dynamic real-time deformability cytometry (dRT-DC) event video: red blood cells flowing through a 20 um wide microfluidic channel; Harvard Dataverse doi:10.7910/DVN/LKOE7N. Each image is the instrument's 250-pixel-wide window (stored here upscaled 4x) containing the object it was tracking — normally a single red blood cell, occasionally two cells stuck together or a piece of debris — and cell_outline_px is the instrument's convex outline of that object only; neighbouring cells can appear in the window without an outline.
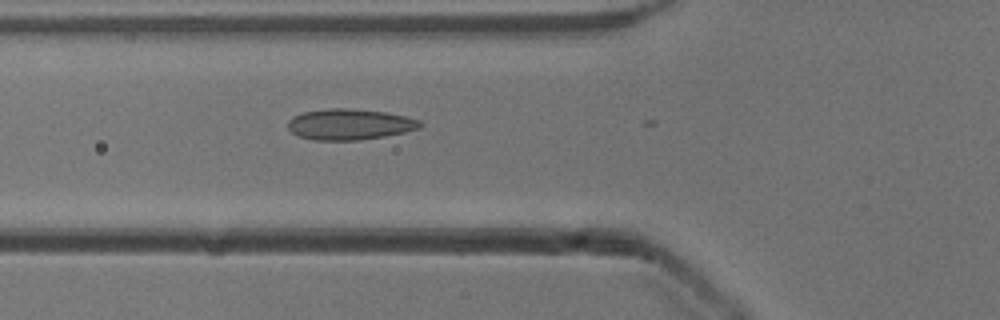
{"species": "common noctule bat (a hibernating species)", "species_latin": "Nyctalus noctula", "temperature_condition": "cold", "stored_images_in_passage": 12, "camera_frame_rate_fps": 3000, "um_per_image_px": 0.085, "animal": {"sex": "male", "body_mass_g": 13.3}, "frame": {"image": 1, "passage_image": 2, "time_ms": 0.333, "image_size_px": [1000, 320], "cell_outline_px": [[424, 124], [420, 128], [404, 132], [384, 136], [360, 140], [312, 140], [300, 136], [292, 132], [288, 128], [288, 120], [292, 116], [304, 112], [328, 108], [352, 108], [384, 112], [404, 116], [420, 120]], "centroid_in_image_um": [29.71, 10.56], "position_along_channel_um": 96.1, "area_um2": 23.81}}
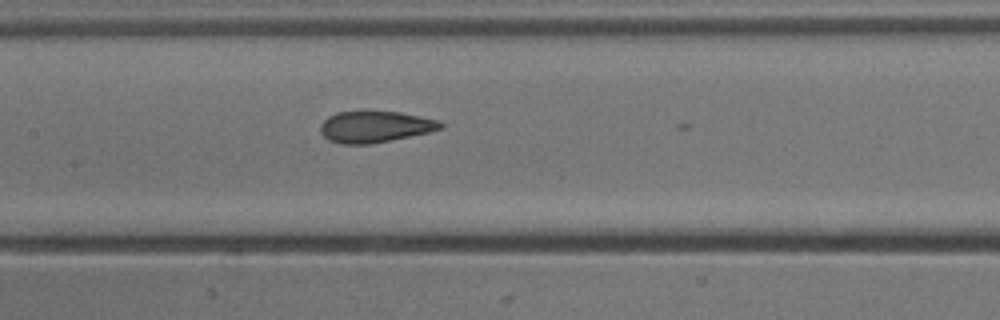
{"frame": {"image": 2, "passage_image": 8, "time_ms": 2.333, "image_size_px": [1000, 320], "cell_outline_px": [[444, 128], [432, 132], [372, 144], [340, 144], [328, 140], [320, 132], [320, 124], [328, 116], [336, 112], [364, 108], [400, 112], [440, 120], [444, 124]], "centroid_in_image_um": [31.88, 10.73], "position_along_channel_um": 175.5, "area_um2": 23.12}}
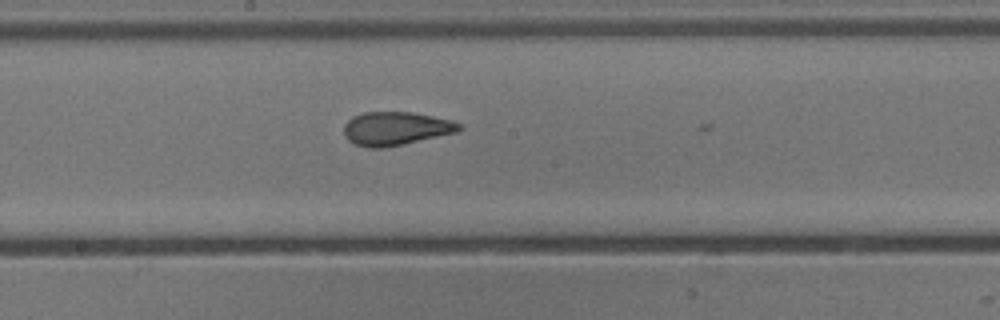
{"frame": {"image": 3, "passage_image": 11, "time_ms": 3.333, "image_size_px": [1000, 320], "cell_outline_px": [[464, 128], [456, 132], [404, 144], [380, 148], [368, 148], [352, 144], [344, 136], [344, 124], [352, 116], [364, 112], [412, 112], [452, 120], [464, 124]], "centroid_in_image_um": [33.63, 10.92], "position_along_channel_um": 214.6, "area_um2": 22.72}}